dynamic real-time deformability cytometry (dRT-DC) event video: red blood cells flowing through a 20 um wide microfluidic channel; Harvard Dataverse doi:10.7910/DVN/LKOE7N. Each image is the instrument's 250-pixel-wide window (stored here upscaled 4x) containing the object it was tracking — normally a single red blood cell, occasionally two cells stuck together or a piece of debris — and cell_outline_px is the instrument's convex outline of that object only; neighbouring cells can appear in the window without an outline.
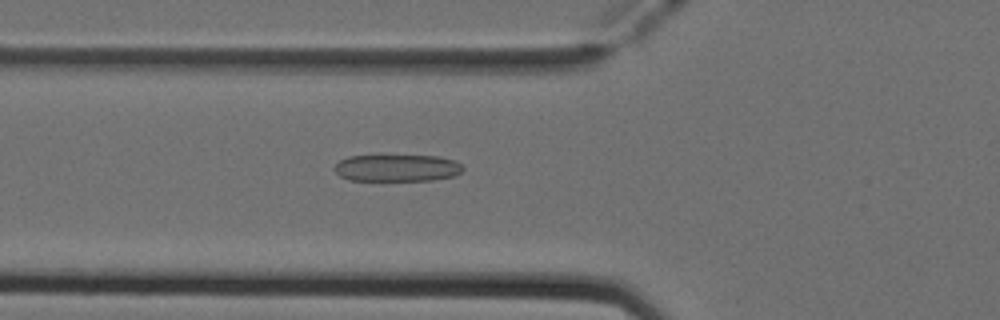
{"species": "Egyptian fruit bat (a non-hibernating species)", "species_latin": "Rousettus aegyptiacus", "temperature_condition": "cold", "stored_images_in_passage": 30, "camera_frame_rate_fps": 3000, "um_per_image_px": 0.085, "animal": {"sex": "female"}, "frame": {"image": 1, "passage_image": 7, "time_ms": 2.0, "image_size_px": [1000, 320], "cell_outline_px": [[464, 168], [460, 172], [452, 176], [432, 180], [348, 180], [340, 176], [336, 172], [336, 164], [340, 160], [348, 156], [440, 156], [452, 160], [460, 164]], "centroid_in_image_um": [33.74, 14.27], "position_along_channel_um": 92.1, "area_um2": 19.88}}
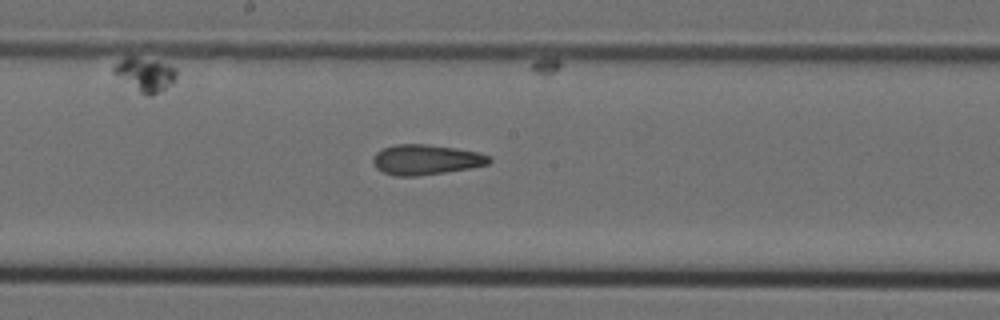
{"frame": {"image": 2, "passage_image": 16, "time_ms": 5.0, "image_size_px": [1000, 320], "cell_outline_px": [[492, 160], [488, 164], [468, 168], [444, 172], [416, 176], [396, 176], [384, 172], [376, 168], [372, 164], [372, 160], [376, 152], [384, 148], [396, 144], [428, 144], [456, 148], [476, 152], [488, 156]], "centroid_in_image_um": [36.16, 13.57], "position_along_channel_um": 212.0, "area_um2": 20.23}}
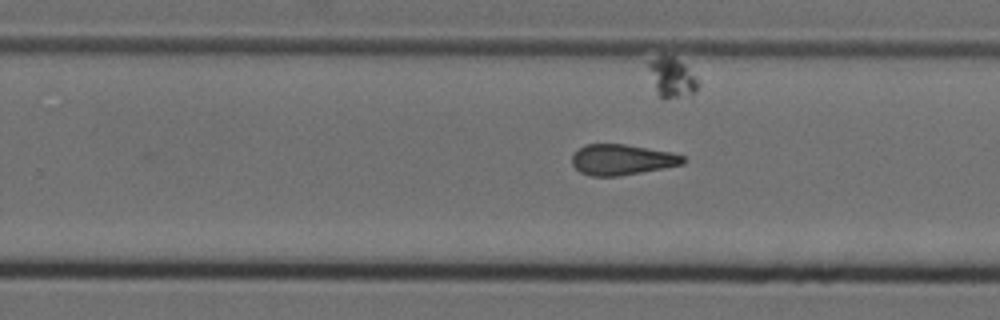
{"frame": {"image": 3, "passage_image": 21, "time_ms": 6.667, "image_size_px": [1000, 320], "cell_outline_px": [[684, 164], [664, 168], [620, 176], [592, 176], [580, 172], [572, 164], [572, 156], [584, 144], [624, 144], [672, 152], [684, 156]], "centroid_in_image_um": [52.87, 13.57], "position_along_channel_um": 276.9, "area_um2": 19.77}, "authors_computed_cell_mechanics": {"area_um2": 20.2878, "velocity_mm_per_s": 3.957, "shape_relaxation_time_tau1_ms": 7.968, "shape_relaxation_time_tau2_ms": 3.7894, "deformation_change_tau1": 0.198, "deformation_change_tau2": 0.1381}}